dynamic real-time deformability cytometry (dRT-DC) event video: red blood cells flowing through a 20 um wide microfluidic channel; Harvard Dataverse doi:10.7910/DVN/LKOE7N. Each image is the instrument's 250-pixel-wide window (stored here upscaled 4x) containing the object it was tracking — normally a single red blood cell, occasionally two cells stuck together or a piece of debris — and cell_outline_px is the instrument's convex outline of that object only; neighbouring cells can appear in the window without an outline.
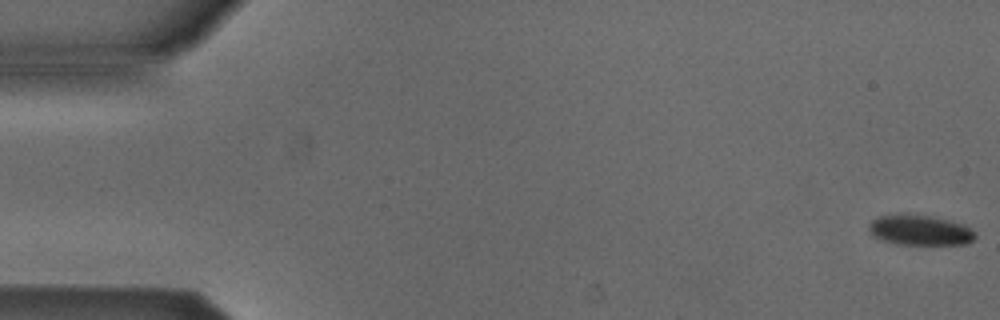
{"species": "Egyptian fruit bat (a non-hibernating species)", "species_latin": "Rousettus aegyptiacus", "temperature_condition": "cold", "stored_images_in_passage": 5, "segment_of_instrument_passage": [2, 2], "camera_frame_rate_fps": 3000, "um_per_image_px": 0.085, "animal": {"sex": "male"}, "frame": {"image": 1, "passage_image": 5, "time_ms": 1.333, "image_size_px": [1000, 320], "cell_outline_px": [[976, 236], [972, 240], [964, 244], [896, 244], [872, 236], [868, 228], [868, 224], [876, 216], [908, 212], [928, 216], [964, 224]], "centroid_in_image_um": [78.1, 19.54], "position_along_channel_um": 6.9, "area_um2": 18.79}}